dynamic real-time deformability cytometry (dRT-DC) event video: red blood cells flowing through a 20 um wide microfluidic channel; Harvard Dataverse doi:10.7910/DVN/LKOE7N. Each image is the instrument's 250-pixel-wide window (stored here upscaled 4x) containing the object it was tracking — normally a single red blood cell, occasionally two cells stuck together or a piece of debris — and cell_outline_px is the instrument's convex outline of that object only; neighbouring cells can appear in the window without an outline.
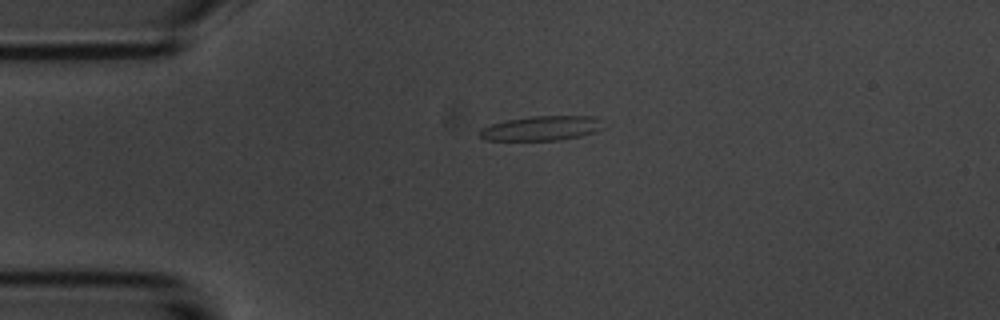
{"species": "common noctule bat (a hibernating species)", "species_latin": "Nyctalus noctula", "temperature_condition": "room temperature", "stored_images_in_passage": 2, "segment_of_instrument_passage": [2, 2], "camera_frame_rate_fps": 3000, "um_per_image_px": 0.085, "animal": {"sex": "male", "body_mass_g": 20.1, "forearm_length_mm": 53.5}, "frame": {"image": 1, "passage_image": 2, "time_ms": 1.333, "image_size_px": [1000, 320], "cell_outline_px": [[604, 128], [580, 136], [560, 140], [484, 140], [476, 132], [480, 128], [504, 120], [528, 116], [596, 116], [600, 120]], "centroid_in_image_um": [45.98, 10.89], "position_along_channel_um": 39.0, "area_um2": 17.86}}